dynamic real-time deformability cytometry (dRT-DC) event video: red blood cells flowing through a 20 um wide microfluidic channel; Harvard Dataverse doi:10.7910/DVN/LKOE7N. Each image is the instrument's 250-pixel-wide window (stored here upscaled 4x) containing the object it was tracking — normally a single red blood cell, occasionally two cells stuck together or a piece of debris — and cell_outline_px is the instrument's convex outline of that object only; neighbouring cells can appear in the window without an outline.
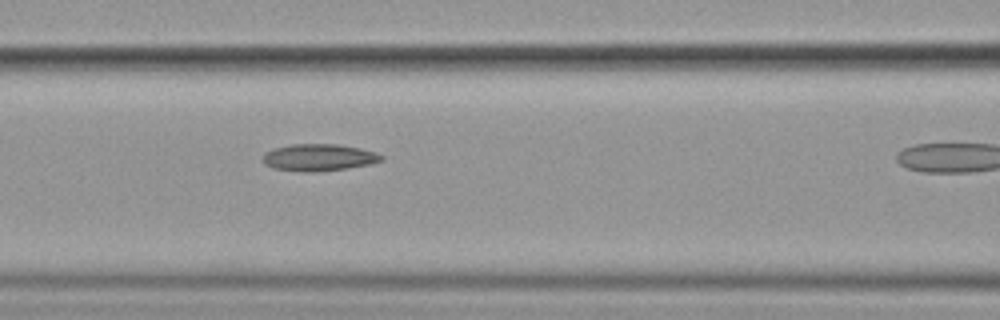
{"species": "common noctule bat (a hibernating species)", "species_latin": "Nyctalus noctula", "temperature_condition": "cold", "stored_images_in_passage": 6, "camera_frame_rate_fps": 3000, "um_per_image_px": 0.085, "animal": {"sex": "female", "body_mass_g": 19.9}, "frame": {"image": 1, "passage_image": 6, "time_ms": 5.667, "image_size_px": [1000, 320], "cell_outline_px": [[384, 160], [372, 164], [348, 168], [312, 172], [300, 172], [272, 168], [264, 164], [264, 152], [272, 148], [292, 144], [336, 144], [360, 148], [376, 152], [384, 156]], "centroid_in_image_um": [27.11, 13.38], "position_along_channel_um": 139.5, "area_um2": 18.84}}